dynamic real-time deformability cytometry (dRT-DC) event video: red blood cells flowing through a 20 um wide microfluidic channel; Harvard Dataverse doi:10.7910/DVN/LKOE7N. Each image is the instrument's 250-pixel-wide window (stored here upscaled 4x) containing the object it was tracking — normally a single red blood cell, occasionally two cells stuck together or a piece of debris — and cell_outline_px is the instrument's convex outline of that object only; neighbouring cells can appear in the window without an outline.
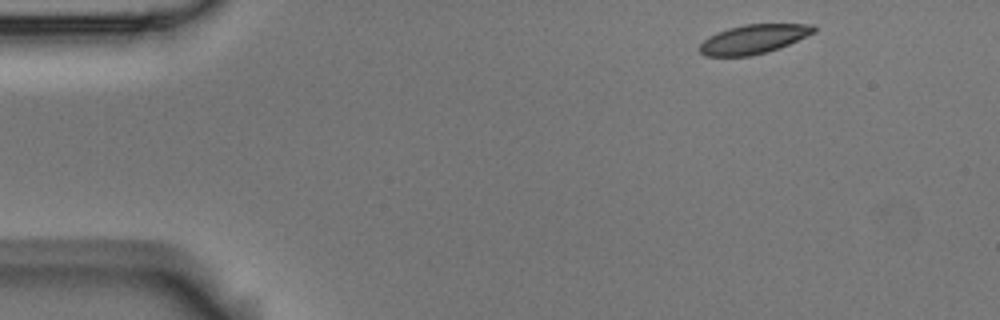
{"species": "Egyptian fruit bat (a non-hibernating species)", "species_latin": "Rousettus aegyptiacus", "temperature_condition": "room temperature", "stored_images_in_passage": 6, "camera_frame_rate_fps": 3000, "um_per_image_px": 0.085, "animal": {"sex": "male"}, "frame": {"image": 1, "passage_image": 1, "time_ms": 0.0, "image_size_px": [1000, 320], "cell_outline_px": [[816, 32], [780, 48], [768, 52], [752, 56], [704, 56], [700, 52], [700, 44], [708, 36], [716, 32], [728, 28], [744, 24], [812, 24], [816, 28]], "centroid_in_image_um": [64.05, 3.33], "position_along_channel_um": 20.9, "area_um2": 19.54}}
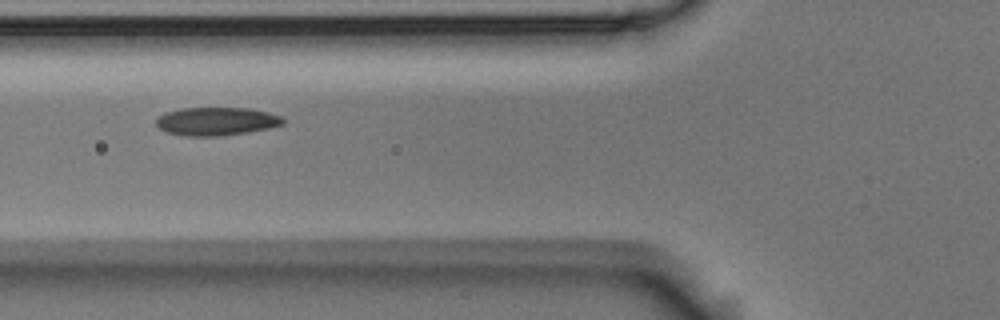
{"frame": {"image": 2, "passage_image": 5, "time_ms": 1.333, "image_size_px": [1000, 320], "cell_outline_px": [[284, 124], [268, 128], [248, 132], [216, 136], [188, 136], [168, 132], [160, 128], [156, 124], [156, 120], [164, 112], [180, 108], [248, 108], [268, 112], [280, 116], [284, 120]], "centroid_in_image_um": [18.39, 10.3], "position_along_channel_um": 107.4, "area_um2": 20.69}}
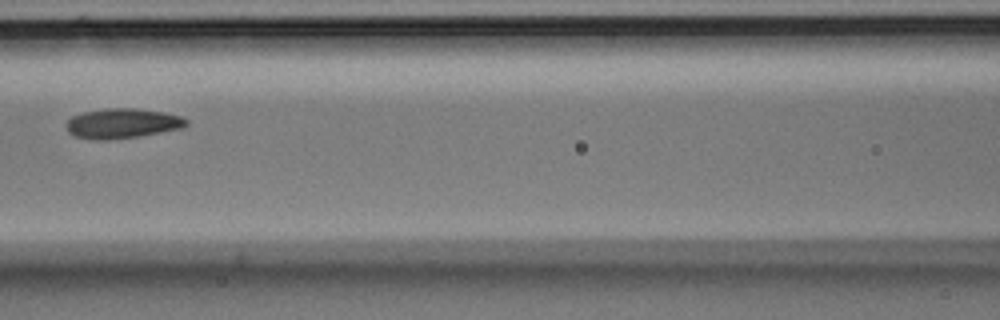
{"frame": {"image": 3, "passage_image": 6, "time_ms": 1.667, "image_size_px": [1000, 320], "cell_outline_px": [[188, 124], [184, 128], [136, 136], [108, 140], [96, 140], [76, 136], [68, 132], [68, 120], [72, 116], [84, 112], [108, 108], [136, 108], [164, 112], [180, 116], [188, 120]], "centroid_in_image_um": [10.43, 10.48], "position_along_channel_um": 156.2, "area_um2": 20.69}}